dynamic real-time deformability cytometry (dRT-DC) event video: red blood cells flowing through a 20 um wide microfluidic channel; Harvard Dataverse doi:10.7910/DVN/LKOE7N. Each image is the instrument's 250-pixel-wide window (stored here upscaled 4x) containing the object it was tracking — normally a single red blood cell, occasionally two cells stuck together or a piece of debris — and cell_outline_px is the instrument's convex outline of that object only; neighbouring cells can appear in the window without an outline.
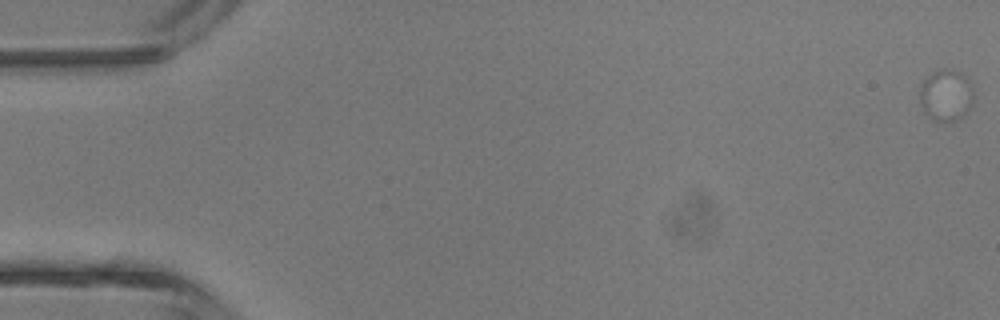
{"species": "common noctule bat (a hibernating species)", "species_latin": "Nyctalus noctula", "temperature_condition": "room temperature", "stored_images_in_passage": 2, "camera_frame_rate_fps": 3000, "um_per_image_px": 0.085, "animal": {"sex": "male", "body_mass_g": 13.3}, "frame": {"image": 1, "passage_image": 1, "time_ms": 0.0, "image_size_px": [1000, 320], "cell_outline_px": [[972, 104], [956, 120], [936, 120], [928, 116], [924, 112], [920, 100], [920, 84], [932, 72], [940, 68], [944, 68], [960, 72], [972, 84]], "centroid_in_image_um": [80.38, 8.05], "position_along_channel_um": 4.6, "area_um2": 15.84}}